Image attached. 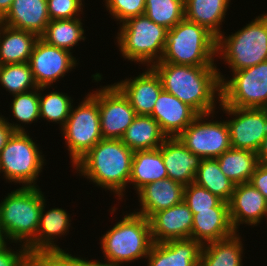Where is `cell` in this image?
Here are the masks:
<instances>
[{
    "mask_svg": "<svg viewBox=\"0 0 267 266\" xmlns=\"http://www.w3.org/2000/svg\"><path fill=\"white\" fill-rule=\"evenodd\" d=\"M2 25L3 23H2V20L0 19V30H1Z\"/></svg>",
    "mask_w": 267,
    "mask_h": 266,
    "instance_id": "48",
    "label": "cell"
},
{
    "mask_svg": "<svg viewBox=\"0 0 267 266\" xmlns=\"http://www.w3.org/2000/svg\"><path fill=\"white\" fill-rule=\"evenodd\" d=\"M216 159L221 171L235 184L249 182L259 164L256 152L232 147Z\"/></svg>",
    "mask_w": 267,
    "mask_h": 266,
    "instance_id": "30",
    "label": "cell"
},
{
    "mask_svg": "<svg viewBox=\"0 0 267 266\" xmlns=\"http://www.w3.org/2000/svg\"><path fill=\"white\" fill-rule=\"evenodd\" d=\"M228 203L222 201L211 210L198 211L193 215L191 239L205 245L234 235Z\"/></svg>",
    "mask_w": 267,
    "mask_h": 266,
    "instance_id": "21",
    "label": "cell"
},
{
    "mask_svg": "<svg viewBox=\"0 0 267 266\" xmlns=\"http://www.w3.org/2000/svg\"><path fill=\"white\" fill-rule=\"evenodd\" d=\"M1 20L9 27L34 33L40 38L50 21L47 0H13Z\"/></svg>",
    "mask_w": 267,
    "mask_h": 266,
    "instance_id": "23",
    "label": "cell"
},
{
    "mask_svg": "<svg viewBox=\"0 0 267 266\" xmlns=\"http://www.w3.org/2000/svg\"><path fill=\"white\" fill-rule=\"evenodd\" d=\"M80 17L74 19L50 20L44 34L40 37L47 44L71 52L78 41H85L84 28ZM72 48V49H71Z\"/></svg>",
    "mask_w": 267,
    "mask_h": 266,
    "instance_id": "32",
    "label": "cell"
},
{
    "mask_svg": "<svg viewBox=\"0 0 267 266\" xmlns=\"http://www.w3.org/2000/svg\"><path fill=\"white\" fill-rule=\"evenodd\" d=\"M232 119L226 120L231 147L258 152L267 135V108H235L219 105Z\"/></svg>",
    "mask_w": 267,
    "mask_h": 266,
    "instance_id": "12",
    "label": "cell"
},
{
    "mask_svg": "<svg viewBox=\"0 0 267 266\" xmlns=\"http://www.w3.org/2000/svg\"><path fill=\"white\" fill-rule=\"evenodd\" d=\"M149 222L153 243L191 238L193 214L184 200L154 213Z\"/></svg>",
    "mask_w": 267,
    "mask_h": 266,
    "instance_id": "15",
    "label": "cell"
},
{
    "mask_svg": "<svg viewBox=\"0 0 267 266\" xmlns=\"http://www.w3.org/2000/svg\"><path fill=\"white\" fill-rule=\"evenodd\" d=\"M46 200L43 201L36 239L27 247L29 253L63 250L54 243L57 242L55 238L67 235L71 227L70 215L63 208H51L45 211Z\"/></svg>",
    "mask_w": 267,
    "mask_h": 266,
    "instance_id": "24",
    "label": "cell"
},
{
    "mask_svg": "<svg viewBox=\"0 0 267 266\" xmlns=\"http://www.w3.org/2000/svg\"><path fill=\"white\" fill-rule=\"evenodd\" d=\"M69 151L72 166L102 140L98 100L88 93L77 106H72L66 124L60 129Z\"/></svg>",
    "mask_w": 267,
    "mask_h": 266,
    "instance_id": "10",
    "label": "cell"
},
{
    "mask_svg": "<svg viewBox=\"0 0 267 266\" xmlns=\"http://www.w3.org/2000/svg\"><path fill=\"white\" fill-rule=\"evenodd\" d=\"M159 123L152 117L136 115L121 141L131 150H153L167 139Z\"/></svg>",
    "mask_w": 267,
    "mask_h": 266,
    "instance_id": "27",
    "label": "cell"
},
{
    "mask_svg": "<svg viewBox=\"0 0 267 266\" xmlns=\"http://www.w3.org/2000/svg\"><path fill=\"white\" fill-rule=\"evenodd\" d=\"M38 92L39 88L13 95V101L10 104L12 116L21 123H10L7 118H3L14 132H25V128L21 124H31L40 119Z\"/></svg>",
    "mask_w": 267,
    "mask_h": 266,
    "instance_id": "34",
    "label": "cell"
},
{
    "mask_svg": "<svg viewBox=\"0 0 267 266\" xmlns=\"http://www.w3.org/2000/svg\"><path fill=\"white\" fill-rule=\"evenodd\" d=\"M29 133L13 132L0 152V173L8 182L38 187L45 158ZM36 181V182H35Z\"/></svg>",
    "mask_w": 267,
    "mask_h": 266,
    "instance_id": "8",
    "label": "cell"
},
{
    "mask_svg": "<svg viewBox=\"0 0 267 266\" xmlns=\"http://www.w3.org/2000/svg\"><path fill=\"white\" fill-rule=\"evenodd\" d=\"M183 200L193 215L198 211L211 210V208L217 207L223 201L206 188L200 187L195 183H190L184 187Z\"/></svg>",
    "mask_w": 267,
    "mask_h": 266,
    "instance_id": "37",
    "label": "cell"
},
{
    "mask_svg": "<svg viewBox=\"0 0 267 266\" xmlns=\"http://www.w3.org/2000/svg\"><path fill=\"white\" fill-rule=\"evenodd\" d=\"M0 84L11 95L38 88L28 62L0 65Z\"/></svg>",
    "mask_w": 267,
    "mask_h": 266,
    "instance_id": "35",
    "label": "cell"
},
{
    "mask_svg": "<svg viewBox=\"0 0 267 266\" xmlns=\"http://www.w3.org/2000/svg\"><path fill=\"white\" fill-rule=\"evenodd\" d=\"M13 0H0V19H2L9 11Z\"/></svg>",
    "mask_w": 267,
    "mask_h": 266,
    "instance_id": "46",
    "label": "cell"
},
{
    "mask_svg": "<svg viewBox=\"0 0 267 266\" xmlns=\"http://www.w3.org/2000/svg\"><path fill=\"white\" fill-rule=\"evenodd\" d=\"M214 113L198 114L177 136L186 148L201 159H216L231 148L228 124L224 120H209Z\"/></svg>",
    "mask_w": 267,
    "mask_h": 266,
    "instance_id": "11",
    "label": "cell"
},
{
    "mask_svg": "<svg viewBox=\"0 0 267 266\" xmlns=\"http://www.w3.org/2000/svg\"><path fill=\"white\" fill-rule=\"evenodd\" d=\"M259 163L267 164V135L263 139V142L257 152Z\"/></svg>",
    "mask_w": 267,
    "mask_h": 266,
    "instance_id": "44",
    "label": "cell"
},
{
    "mask_svg": "<svg viewBox=\"0 0 267 266\" xmlns=\"http://www.w3.org/2000/svg\"><path fill=\"white\" fill-rule=\"evenodd\" d=\"M90 93L98 100L102 138L121 139L136 116L129 100L114 84Z\"/></svg>",
    "mask_w": 267,
    "mask_h": 266,
    "instance_id": "13",
    "label": "cell"
},
{
    "mask_svg": "<svg viewBox=\"0 0 267 266\" xmlns=\"http://www.w3.org/2000/svg\"><path fill=\"white\" fill-rule=\"evenodd\" d=\"M152 68L159 75L164 91L190 106L197 114L215 112L216 103L221 99L217 66L157 62Z\"/></svg>",
    "mask_w": 267,
    "mask_h": 266,
    "instance_id": "1",
    "label": "cell"
},
{
    "mask_svg": "<svg viewBox=\"0 0 267 266\" xmlns=\"http://www.w3.org/2000/svg\"><path fill=\"white\" fill-rule=\"evenodd\" d=\"M194 183L206 188L227 203L231 199L236 185L221 171L217 159L214 158L201 160Z\"/></svg>",
    "mask_w": 267,
    "mask_h": 266,
    "instance_id": "31",
    "label": "cell"
},
{
    "mask_svg": "<svg viewBox=\"0 0 267 266\" xmlns=\"http://www.w3.org/2000/svg\"><path fill=\"white\" fill-rule=\"evenodd\" d=\"M132 79L121 80L114 85L129 100L136 115L151 116L155 102L163 90L162 81L152 67Z\"/></svg>",
    "mask_w": 267,
    "mask_h": 266,
    "instance_id": "16",
    "label": "cell"
},
{
    "mask_svg": "<svg viewBox=\"0 0 267 266\" xmlns=\"http://www.w3.org/2000/svg\"><path fill=\"white\" fill-rule=\"evenodd\" d=\"M197 115L190 106L164 90L160 92L151 114L167 137H177Z\"/></svg>",
    "mask_w": 267,
    "mask_h": 266,
    "instance_id": "20",
    "label": "cell"
},
{
    "mask_svg": "<svg viewBox=\"0 0 267 266\" xmlns=\"http://www.w3.org/2000/svg\"><path fill=\"white\" fill-rule=\"evenodd\" d=\"M144 14L170 30L185 17L184 0H146Z\"/></svg>",
    "mask_w": 267,
    "mask_h": 266,
    "instance_id": "36",
    "label": "cell"
},
{
    "mask_svg": "<svg viewBox=\"0 0 267 266\" xmlns=\"http://www.w3.org/2000/svg\"><path fill=\"white\" fill-rule=\"evenodd\" d=\"M219 105L235 108H267V60L233 73L229 80L219 71Z\"/></svg>",
    "mask_w": 267,
    "mask_h": 266,
    "instance_id": "9",
    "label": "cell"
},
{
    "mask_svg": "<svg viewBox=\"0 0 267 266\" xmlns=\"http://www.w3.org/2000/svg\"><path fill=\"white\" fill-rule=\"evenodd\" d=\"M4 242H6V241H5V239L3 238V235H2V233H1V231H0V245H2Z\"/></svg>",
    "mask_w": 267,
    "mask_h": 266,
    "instance_id": "47",
    "label": "cell"
},
{
    "mask_svg": "<svg viewBox=\"0 0 267 266\" xmlns=\"http://www.w3.org/2000/svg\"><path fill=\"white\" fill-rule=\"evenodd\" d=\"M233 229L238 232L241 224L257 226L265 217L267 200L251 183L236 184L228 202Z\"/></svg>",
    "mask_w": 267,
    "mask_h": 266,
    "instance_id": "17",
    "label": "cell"
},
{
    "mask_svg": "<svg viewBox=\"0 0 267 266\" xmlns=\"http://www.w3.org/2000/svg\"><path fill=\"white\" fill-rule=\"evenodd\" d=\"M168 178L187 186L194 183L201 158L186 148L177 137H168L159 147Z\"/></svg>",
    "mask_w": 267,
    "mask_h": 266,
    "instance_id": "19",
    "label": "cell"
},
{
    "mask_svg": "<svg viewBox=\"0 0 267 266\" xmlns=\"http://www.w3.org/2000/svg\"><path fill=\"white\" fill-rule=\"evenodd\" d=\"M3 200V201H2ZM0 203V231L7 242L28 247L35 239L45 196L38 187H20ZM18 242V243H17Z\"/></svg>",
    "mask_w": 267,
    "mask_h": 266,
    "instance_id": "3",
    "label": "cell"
},
{
    "mask_svg": "<svg viewBox=\"0 0 267 266\" xmlns=\"http://www.w3.org/2000/svg\"><path fill=\"white\" fill-rule=\"evenodd\" d=\"M267 200V164L259 163L249 181Z\"/></svg>",
    "mask_w": 267,
    "mask_h": 266,
    "instance_id": "42",
    "label": "cell"
},
{
    "mask_svg": "<svg viewBox=\"0 0 267 266\" xmlns=\"http://www.w3.org/2000/svg\"><path fill=\"white\" fill-rule=\"evenodd\" d=\"M231 0H184L185 18L206 28L216 38Z\"/></svg>",
    "mask_w": 267,
    "mask_h": 266,
    "instance_id": "26",
    "label": "cell"
},
{
    "mask_svg": "<svg viewBox=\"0 0 267 266\" xmlns=\"http://www.w3.org/2000/svg\"><path fill=\"white\" fill-rule=\"evenodd\" d=\"M76 266H109L106 263L98 260H86L85 258L76 257Z\"/></svg>",
    "mask_w": 267,
    "mask_h": 266,
    "instance_id": "45",
    "label": "cell"
},
{
    "mask_svg": "<svg viewBox=\"0 0 267 266\" xmlns=\"http://www.w3.org/2000/svg\"><path fill=\"white\" fill-rule=\"evenodd\" d=\"M168 178L159 148L134 151L129 183L136 192L148 183Z\"/></svg>",
    "mask_w": 267,
    "mask_h": 266,
    "instance_id": "28",
    "label": "cell"
},
{
    "mask_svg": "<svg viewBox=\"0 0 267 266\" xmlns=\"http://www.w3.org/2000/svg\"><path fill=\"white\" fill-rule=\"evenodd\" d=\"M28 266H76V257L64 250L31 252Z\"/></svg>",
    "mask_w": 267,
    "mask_h": 266,
    "instance_id": "39",
    "label": "cell"
},
{
    "mask_svg": "<svg viewBox=\"0 0 267 266\" xmlns=\"http://www.w3.org/2000/svg\"><path fill=\"white\" fill-rule=\"evenodd\" d=\"M133 154L121 139H102L72 167L122 201L131 176Z\"/></svg>",
    "mask_w": 267,
    "mask_h": 266,
    "instance_id": "2",
    "label": "cell"
},
{
    "mask_svg": "<svg viewBox=\"0 0 267 266\" xmlns=\"http://www.w3.org/2000/svg\"><path fill=\"white\" fill-rule=\"evenodd\" d=\"M28 63L38 88L51 87L79 64L70 51L51 46L41 38L36 41Z\"/></svg>",
    "mask_w": 267,
    "mask_h": 266,
    "instance_id": "14",
    "label": "cell"
},
{
    "mask_svg": "<svg viewBox=\"0 0 267 266\" xmlns=\"http://www.w3.org/2000/svg\"><path fill=\"white\" fill-rule=\"evenodd\" d=\"M217 38L185 17L167 32L160 62L190 66H217Z\"/></svg>",
    "mask_w": 267,
    "mask_h": 266,
    "instance_id": "5",
    "label": "cell"
},
{
    "mask_svg": "<svg viewBox=\"0 0 267 266\" xmlns=\"http://www.w3.org/2000/svg\"><path fill=\"white\" fill-rule=\"evenodd\" d=\"M261 15V16H260ZM241 30L217 38V56L232 71L254 66L267 60V13L260 14Z\"/></svg>",
    "mask_w": 267,
    "mask_h": 266,
    "instance_id": "7",
    "label": "cell"
},
{
    "mask_svg": "<svg viewBox=\"0 0 267 266\" xmlns=\"http://www.w3.org/2000/svg\"><path fill=\"white\" fill-rule=\"evenodd\" d=\"M13 132V129L4 120L3 115H0V152Z\"/></svg>",
    "mask_w": 267,
    "mask_h": 266,
    "instance_id": "43",
    "label": "cell"
},
{
    "mask_svg": "<svg viewBox=\"0 0 267 266\" xmlns=\"http://www.w3.org/2000/svg\"><path fill=\"white\" fill-rule=\"evenodd\" d=\"M238 234L203 245L198 266H243V239Z\"/></svg>",
    "mask_w": 267,
    "mask_h": 266,
    "instance_id": "29",
    "label": "cell"
},
{
    "mask_svg": "<svg viewBox=\"0 0 267 266\" xmlns=\"http://www.w3.org/2000/svg\"><path fill=\"white\" fill-rule=\"evenodd\" d=\"M82 1L83 0H47L50 20L74 19L80 17L84 7Z\"/></svg>",
    "mask_w": 267,
    "mask_h": 266,
    "instance_id": "40",
    "label": "cell"
},
{
    "mask_svg": "<svg viewBox=\"0 0 267 266\" xmlns=\"http://www.w3.org/2000/svg\"><path fill=\"white\" fill-rule=\"evenodd\" d=\"M106 1V2H105ZM146 0H104L106 10L119 24L144 14Z\"/></svg>",
    "mask_w": 267,
    "mask_h": 266,
    "instance_id": "38",
    "label": "cell"
},
{
    "mask_svg": "<svg viewBox=\"0 0 267 266\" xmlns=\"http://www.w3.org/2000/svg\"><path fill=\"white\" fill-rule=\"evenodd\" d=\"M184 187L170 178L151 182L140 188L138 194L141 208L134 213L149 219L154 213L171 208L183 201Z\"/></svg>",
    "mask_w": 267,
    "mask_h": 266,
    "instance_id": "22",
    "label": "cell"
},
{
    "mask_svg": "<svg viewBox=\"0 0 267 266\" xmlns=\"http://www.w3.org/2000/svg\"><path fill=\"white\" fill-rule=\"evenodd\" d=\"M39 37L5 24L0 30V65L27 63Z\"/></svg>",
    "mask_w": 267,
    "mask_h": 266,
    "instance_id": "25",
    "label": "cell"
},
{
    "mask_svg": "<svg viewBox=\"0 0 267 266\" xmlns=\"http://www.w3.org/2000/svg\"><path fill=\"white\" fill-rule=\"evenodd\" d=\"M7 243L0 245V266H28V248L21 245L16 252L7 247Z\"/></svg>",
    "mask_w": 267,
    "mask_h": 266,
    "instance_id": "41",
    "label": "cell"
},
{
    "mask_svg": "<svg viewBox=\"0 0 267 266\" xmlns=\"http://www.w3.org/2000/svg\"><path fill=\"white\" fill-rule=\"evenodd\" d=\"M116 37L119 51L126 60L152 67L163 57L167 32L145 14L133 17L120 24Z\"/></svg>",
    "mask_w": 267,
    "mask_h": 266,
    "instance_id": "6",
    "label": "cell"
},
{
    "mask_svg": "<svg viewBox=\"0 0 267 266\" xmlns=\"http://www.w3.org/2000/svg\"><path fill=\"white\" fill-rule=\"evenodd\" d=\"M126 214L102 236L99 243L109 266L146 258L153 245L149 219L134 212Z\"/></svg>",
    "mask_w": 267,
    "mask_h": 266,
    "instance_id": "4",
    "label": "cell"
},
{
    "mask_svg": "<svg viewBox=\"0 0 267 266\" xmlns=\"http://www.w3.org/2000/svg\"><path fill=\"white\" fill-rule=\"evenodd\" d=\"M46 88L50 87H39L40 120L42 118L48 122L59 123L62 128L70 115L73 99L67 93L57 92V90L42 96L41 92Z\"/></svg>",
    "mask_w": 267,
    "mask_h": 266,
    "instance_id": "33",
    "label": "cell"
},
{
    "mask_svg": "<svg viewBox=\"0 0 267 266\" xmlns=\"http://www.w3.org/2000/svg\"><path fill=\"white\" fill-rule=\"evenodd\" d=\"M203 245L194 239L153 243L147 266H198Z\"/></svg>",
    "mask_w": 267,
    "mask_h": 266,
    "instance_id": "18",
    "label": "cell"
}]
</instances>
